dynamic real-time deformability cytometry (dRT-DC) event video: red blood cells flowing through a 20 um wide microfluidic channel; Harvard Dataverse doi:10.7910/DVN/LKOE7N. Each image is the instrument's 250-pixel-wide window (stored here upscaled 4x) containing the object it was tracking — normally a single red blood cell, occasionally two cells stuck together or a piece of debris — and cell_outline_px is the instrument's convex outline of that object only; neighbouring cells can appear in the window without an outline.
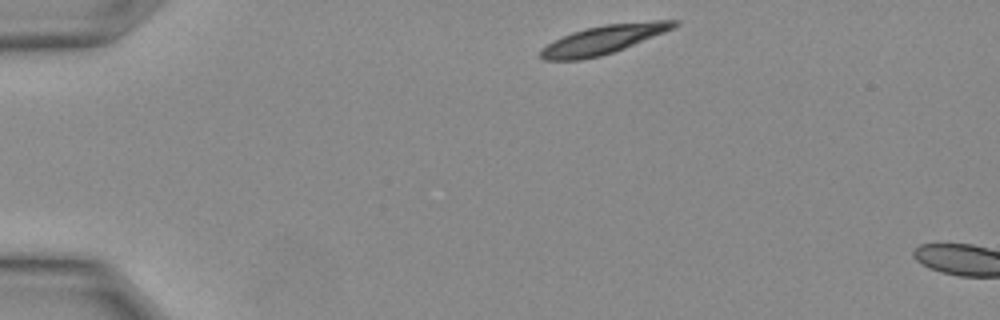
{"species": "Egyptian fruit bat (a non-hibernating species)", "species_latin": "Rousettus aegyptiacus", "temperature_condition": "warm", "stored_images_in_passage": 3, "camera_frame_rate_fps": 3000, "um_per_image_px": 0.085, "animal": {"sex": "female"}, "frame": {"image": 1, "passage_image": 1, "time_ms": 0.0, "image_size_px": [1000, 320], "cell_outline_px": [[680, 24], [664, 32], [624, 48], [600, 56], [580, 60], [544, 60], [540, 56], [540, 52], [548, 44], [572, 32], [604, 24], [652, 20], [680, 20]], "centroid_in_image_um": [51.33, 3.35], "position_along_channel_um": 33.7, "area_um2": 21.96}}